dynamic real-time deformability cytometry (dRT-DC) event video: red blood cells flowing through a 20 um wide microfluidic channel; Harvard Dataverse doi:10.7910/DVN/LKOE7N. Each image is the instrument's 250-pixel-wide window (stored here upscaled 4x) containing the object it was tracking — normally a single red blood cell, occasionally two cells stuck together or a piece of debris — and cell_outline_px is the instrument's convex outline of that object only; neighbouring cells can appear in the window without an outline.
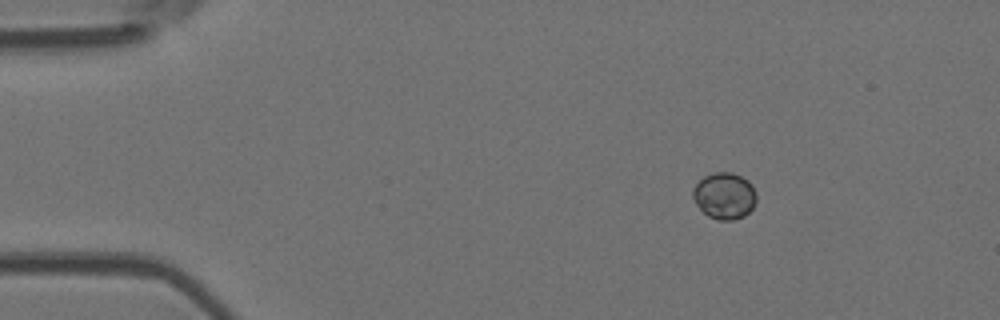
{"species": "Egyptian fruit bat (a non-hibernating species)", "species_latin": "Rousettus aegyptiacus", "temperature_condition": "room temperature", "stored_images_in_passage": 2, "camera_frame_rate_fps": 3000, "um_per_image_px": 0.085, "animal": {"sex": "female"}, "frame": {"image": 1, "passage_image": 2, "time_ms": 1.333, "image_size_px": [1000, 320], "cell_outline_px": [[756, 204], [744, 216], [732, 220], [720, 220], [708, 216], [696, 204], [692, 196], [692, 188], [704, 176], [716, 172], [732, 172], [748, 180], [752, 184], [756, 192]], "centroid_in_image_um": [61.59, 16.63], "position_along_channel_um": 23.4, "area_um2": 17.28}}